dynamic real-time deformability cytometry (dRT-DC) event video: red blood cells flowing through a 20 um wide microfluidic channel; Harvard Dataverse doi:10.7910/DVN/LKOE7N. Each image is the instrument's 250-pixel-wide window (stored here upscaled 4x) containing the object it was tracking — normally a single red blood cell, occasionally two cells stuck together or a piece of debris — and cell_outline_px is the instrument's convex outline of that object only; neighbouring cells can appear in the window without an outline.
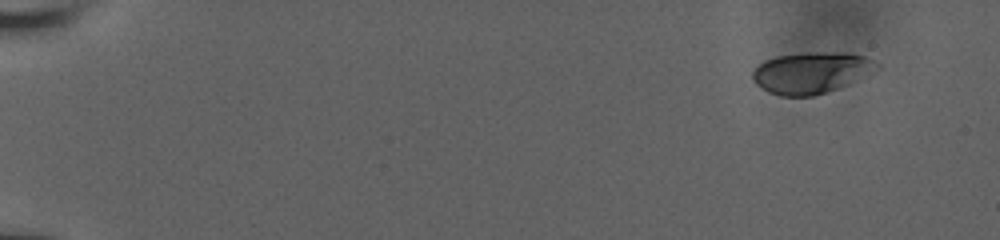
{"species": "human", "species_latin": "Homo sapiens", "temperature_condition": "room temperature", "stored_images_in_passage": 10, "camera_frame_rate_fps": 3000, "um_per_image_px": 0.085, "donor": {"sex": "male"}, "frame": {"image": 1, "passage_image": 1, "time_ms": 0.0, "image_size_px": [1000, 240], "cell_outline_px": [[880, 68], [848, 84], [812, 96], [780, 96], [768, 92], [756, 84], [752, 76], [752, 72], [764, 60], [776, 56], [840, 52], [848, 52], [864, 56], [880, 64]], "centroid_in_image_um": [68.96, 6.19], "position_along_channel_um": 16.0, "area_um2": 29.36}}
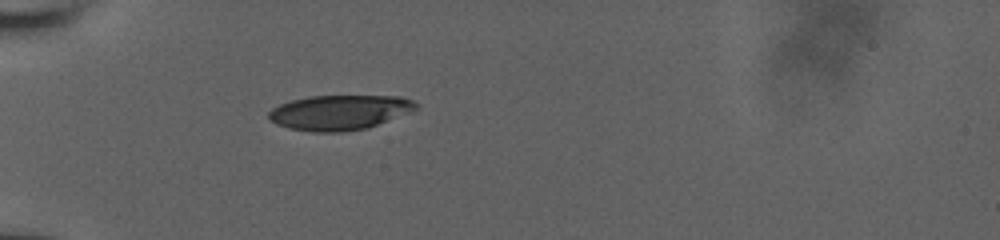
{"frame": {"image": 2, "passage_image": 7, "time_ms": 5.0, "image_size_px": [1000, 240], "cell_outline_px": [[416, 108], [408, 112], [368, 128], [340, 132], [312, 132], [288, 128], [276, 124], [268, 116], [268, 112], [272, 108], [280, 104], [292, 100], [308, 96], [400, 96], [412, 100], [416, 104]], "centroid_in_image_um": [28.81, 9.56], "position_along_channel_um": 56.2, "area_um2": 29.71}}
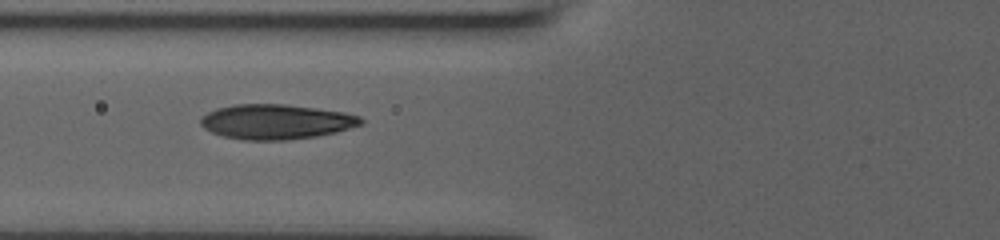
{"frame": {"image": 3, "passage_image": 9, "time_ms": 6.667, "image_size_px": [1000, 240], "cell_outline_px": [[364, 124], [336, 132], [316, 136], [284, 140], [244, 140], [224, 136], [212, 132], [204, 128], [200, 124], [200, 120], [208, 112], [216, 108], [236, 104], [284, 104], [316, 108], [344, 112], [360, 116], [364, 120]], "centroid_in_image_um": [23.49, 10.34], "position_along_channel_um": 102.3, "area_um2": 32.54}}